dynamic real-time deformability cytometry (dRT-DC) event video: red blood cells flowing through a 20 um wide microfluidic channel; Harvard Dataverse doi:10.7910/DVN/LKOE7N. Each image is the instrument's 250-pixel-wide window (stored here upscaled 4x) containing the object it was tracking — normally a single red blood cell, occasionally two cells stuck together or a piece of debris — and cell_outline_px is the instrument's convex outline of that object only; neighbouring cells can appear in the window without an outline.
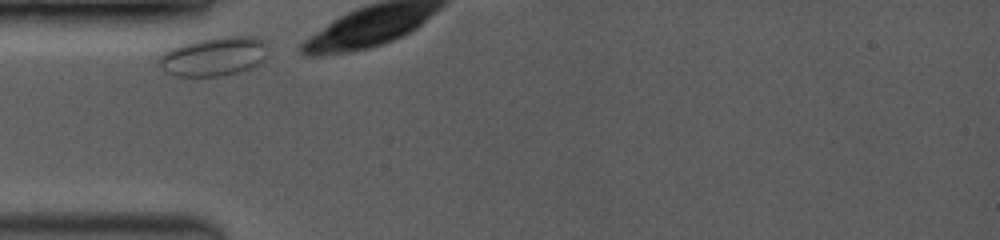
{"species": "common noctule bat (a hibernating species)", "species_latin": "Nyctalus noctula", "temperature_condition": "room temperature", "stored_images_in_passage": 5, "segment_of_instrument_passage": [1, 2], "camera_frame_rate_fps": 3500, "um_per_image_px": 0.085, "animal": {"sex": "female", "body_mass_g": 19.0, "forearm_length_mm": 53.3}, "frame": {"image": 1, "passage_image": 1, "time_ms": 0.0, "image_size_px": [1000, 240], "cell_outline_px": [[268, 44], [264, 60], [252, 68], [220, 76], [176, 76], [160, 68], [156, 64], [156, 60], [168, 48], [180, 44], [196, 40], [220, 36], [256, 36]], "centroid_in_image_um": [18.15, 4.78], "position_along_channel_um": 66.9, "area_um2": 25.14}}